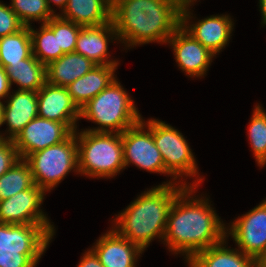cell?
<instances>
[{
	"mask_svg": "<svg viewBox=\"0 0 266 267\" xmlns=\"http://www.w3.org/2000/svg\"><path fill=\"white\" fill-rule=\"evenodd\" d=\"M229 230L240 251L259 262L266 255V199L232 222Z\"/></svg>",
	"mask_w": 266,
	"mask_h": 267,
	"instance_id": "cell-11",
	"label": "cell"
},
{
	"mask_svg": "<svg viewBox=\"0 0 266 267\" xmlns=\"http://www.w3.org/2000/svg\"><path fill=\"white\" fill-rule=\"evenodd\" d=\"M11 84L8 80L6 70L0 65V100L9 96Z\"/></svg>",
	"mask_w": 266,
	"mask_h": 267,
	"instance_id": "cell-33",
	"label": "cell"
},
{
	"mask_svg": "<svg viewBox=\"0 0 266 267\" xmlns=\"http://www.w3.org/2000/svg\"><path fill=\"white\" fill-rule=\"evenodd\" d=\"M116 67L117 65H95L84 76L66 86L79 109L116 79L114 76Z\"/></svg>",
	"mask_w": 266,
	"mask_h": 267,
	"instance_id": "cell-18",
	"label": "cell"
},
{
	"mask_svg": "<svg viewBox=\"0 0 266 267\" xmlns=\"http://www.w3.org/2000/svg\"><path fill=\"white\" fill-rule=\"evenodd\" d=\"M53 32L57 34L58 50L64 54L75 52L76 41L82 26L64 19L59 15H54L45 23Z\"/></svg>",
	"mask_w": 266,
	"mask_h": 267,
	"instance_id": "cell-29",
	"label": "cell"
},
{
	"mask_svg": "<svg viewBox=\"0 0 266 267\" xmlns=\"http://www.w3.org/2000/svg\"><path fill=\"white\" fill-rule=\"evenodd\" d=\"M96 64L76 52L63 54L59 59L46 66V82L66 87L76 79L84 76Z\"/></svg>",
	"mask_w": 266,
	"mask_h": 267,
	"instance_id": "cell-22",
	"label": "cell"
},
{
	"mask_svg": "<svg viewBox=\"0 0 266 267\" xmlns=\"http://www.w3.org/2000/svg\"><path fill=\"white\" fill-rule=\"evenodd\" d=\"M225 240L197 252L189 261L190 267H258V262L239 249H228ZM236 250V251H235Z\"/></svg>",
	"mask_w": 266,
	"mask_h": 267,
	"instance_id": "cell-21",
	"label": "cell"
},
{
	"mask_svg": "<svg viewBox=\"0 0 266 267\" xmlns=\"http://www.w3.org/2000/svg\"><path fill=\"white\" fill-rule=\"evenodd\" d=\"M11 9L17 14L24 26H30V21H40L45 24L54 15L46 0H11Z\"/></svg>",
	"mask_w": 266,
	"mask_h": 267,
	"instance_id": "cell-28",
	"label": "cell"
},
{
	"mask_svg": "<svg viewBox=\"0 0 266 267\" xmlns=\"http://www.w3.org/2000/svg\"><path fill=\"white\" fill-rule=\"evenodd\" d=\"M32 54V40L28 26L18 32L0 38V65L5 69Z\"/></svg>",
	"mask_w": 266,
	"mask_h": 267,
	"instance_id": "cell-24",
	"label": "cell"
},
{
	"mask_svg": "<svg viewBox=\"0 0 266 267\" xmlns=\"http://www.w3.org/2000/svg\"><path fill=\"white\" fill-rule=\"evenodd\" d=\"M23 27L24 25L11 7L0 2V38L14 34Z\"/></svg>",
	"mask_w": 266,
	"mask_h": 267,
	"instance_id": "cell-30",
	"label": "cell"
},
{
	"mask_svg": "<svg viewBox=\"0 0 266 267\" xmlns=\"http://www.w3.org/2000/svg\"><path fill=\"white\" fill-rule=\"evenodd\" d=\"M152 135L155 145L162 156L165 169L174 180L183 174L194 177L197 165L193 153L184 136L171 125L152 119Z\"/></svg>",
	"mask_w": 266,
	"mask_h": 267,
	"instance_id": "cell-8",
	"label": "cell"
},
{
	"mask_svg": "<svg viewBox=\"0 0 266 267\" xmlns=\"http://www.w3.org/2000/svg\"><path fill=\"white\" fill-rule=\"evenodd\" d=\"M38 117L64 123L72 132L80 118V109L73 102L66 87L45 83L37 91Z\"/></svg>",
	"mask_w": 266,
	"mask_h": 267,
	"instance_id": "cell-13",
	"label": "cell"
},
{
	"mask_svg": "<svg viewBox=\"0 0 266 267\" xmlns=\"http://www.w3.org/2000/svg\"><path fill=\"white\" fill-rule=\"evenodd\" d=\"M51 239L39 224L0 223V267H36Z\"/></svg>",
	"mask_w": 266,
	"mask_h": 267,
	"instance_id": "cell-6",
	"label": "cell"
},
{
	"mask_svg": "<svg viewBox=\"0 0 266 267\" xmlns=\"http://www.w3.org/2000/svg\"><path fill=\"white\" fill-rule=\"evenodd\" d=\"M34 185L29 164L20 158L0 177V201L14 196Z\"/></svg>",
	"mask_w": 266,
	"mask_h": 267,
	"instance_id": "cell-25",
	"label": "cell"
},
{
	"mask_svg": "<svg viewBox=\"0 0 266 267\" xmlns=\"http://www.w3.org/2000/svg\"><path fill=\"white\" fill-rule=\"evenodd\" d=\"M262 22L266 25V0H259Z\"/></svg>",
	"mask_w": 266,
	"mask_h": 267,
	"instance_id": "cell-35",
	"label": "cell"
},
{
	"mask_svg": "<svg viewBox=\"0 0 266 267\" xmlns=\"http://www.w3.org/2000/svg\"><path fill=\"white\" fill-rule=\"evenodd\" d=\"M4 104L0 100V126L3 124V114H4ZM1 139H5L2 135H0Z\"/></svg>",
	"mask_w": 266,
	"mask_h": 267,
	"instance_id": "cell-36",
	"label": "cell"
},
{
	"mask_svg": "<svg viewBox=\"0 0 266 267\" xmlns=\"http://www.w3.org/2000/svg\"><path fill=\"white\" fill-rule=\"evenodd\" d=\"M62 14V18L82 27L103 25L112 21V1L68 0Z\"/></svg>",
	"mask_w": 266,
	"mask_h": 267,
	"instance_id": "cell-20",
	"label": "cell"
},
{
	"mask_svg": "<svg viewBox=\"0 0 266 267\" xmlns=\"http://www.w3.org/2000/svg\"><path fill=\"white\" fill-rule=\"evenodd\" d=\"M47 1V5H48V8L49 10L54 14V10L51 9V6H50V2H54V4L58 5L59 7H61L62 11L65 10L66 6H67V3H68V0H46Z\"/></svg>",
	"mask_w": 266,
	"mask_h": 267,
	"instance_id": "cell-34",
	"label": "cell"
},
{
	"mask_svg": "<svg viewBox=\"0 0 266 267\" xmlns=\"http://www.w3.org/2000/svg\"><path fill=\"white\" fill-rule=\"evenodd\" d=\"M72 133L64 123L37 116L18 133L13 143L19 157L25 159L29 154L65 141Z\"/></svg>",
	"mask_w": 266,
	"mask_h": 267,
	"instance_id": "cell-12",
	"label": "cell"
},
{
	"mask_svg": "<svg viewBox=\"0 0 266 267\" xmlns=\"http://www.w3.org/2000/svg\"><path fill=\"white\" fill-rule=\"evenodd\" d=\"M188 8L189 5L181 8V27L214 55L220 52L227 45L233 31L231 18L228 15H212L188 26L192 14Z\"/></svg>",
	"mask_w": 266,
	"mask_h": 267,
	"instance_id": "cell-14",
	"label": "cell"
},
{
	"mask_svg": "<svg viewBox=\"0 0 266 267\" xmlns=\"http://www.w3.org/2000/svg\"><path fill=\"white\" fill-rule=\"evenodd\" d=\"M20 159L11 139L0 138V177Z\"/></svg>",
	"mask_w": 266,
	"mask_h": 267,
	"instance_id": "cell-31",
	"label": "cell"
},
{
	"mask_svg": "<svg viewBox=\"0 0 266 267\" xmlns=\"http://www.w3.org/2000/svg\"><path fill=\"white\" fill-rule=\"evenodd\" d=\"M109 35V36H108ZM118 39L113 21L99 26L81 27L76 41L75 52L90 59L96 65H118L108 60V40Z\"/></svg>",
	"mask_w": 266,
	"mask_h": 267,
	"instance_id": "cell-17",
	"label": "cell"
},
{
	"mask_svg": "<svg viewBox=\"0 0 266 267\" xmlns=\"http://www.w3.org/2000/svg\"><path fill=\"white\" fill-rule=\"evenodd\" d=\"M147 127V132L144 128ZM124 166L132 163L149 172L169 174L154 143L152 135V119H143L122 133Z\"/></svg>",
	"mask_w": 266,
	"mask_h": 267,
	"instance_id": "cell-9",
	"label": "cell"
},
{
	"mask_svg": "<svg viewBox=\"0 0 266 267\" xmlns=\"http://www.w3.org/2000/svg\"><path fill=\"white\" fill-rule=\"evenodd\" d=\"M104 267H135L143 250L112 228L91 249Z\"/></svg>",
	"mask_w": 266,
	"mask_h": 267,
	"instance_id": "cell-16",
	"label": "cell"
},
{
	"mask_svg": "<svg viewBox=\"0 0 266 267\" xmlns=\"http://www.w3.org/2000/svg\"><path fill=\"white\" fill-rule=\"evenodd\" d=\"M258 267H266V255L258 262Z\"/></svg>",
	"mask_w": 266,
	"mask_h": 267,
	"instance_id": "cell-38",
	"label": "cell"
},
{
	"mask_svg": "<svg viewBox=\"0 0 266 267\" xmlns=\"http://www.w3.org/2000/svg\"><path fill=\"white\" fill-rule=\"evenodd\" d=\"M174 50L178 66L190 77H200L206 74L211 64L213 53L195 40L181 26L168 39Z\"/></svg>",
	"mask_w": 266,
	"mask_h": 267,
	"instance_id": "cell-15",
	"label": "cell"
},
{
	"mask_svg": "<svg viewBox=\"0 0 266 267\" xmlns=\"http://www.w3.org/2000/svg\"><path fill=\"white\" fill-rule=\"evenodd\" d=\"M200 182L201 178L196 184L185 186L174 199L163 238L171 251L185 253L187 262L197 252L226 240L225 231H228L208 205L209 199H193L190 196ZM189 197H192L191 200Z\"/></svg>",
	"mask_w": 266,
	"mask_h": 267,
	"instance_id": "cell-1",
	"label": "cell"
},
{
	"mask_svg": "<svg viewBox=\"0 0 266 267\" xmlns=\"http://www.w3.org/2000/svg\"><path fill=\"white\" fill-rule=\"evenodd\" d=\"M77 267H104L96 254L90 249L81 258V261Z\"/></svg>",
	"mask_w": 266,
	"mask_h": 267,
	"instance_id": "cell-32",
	"label": "cell"
},
{
	"mask_svg": "<svg viewBox=\"0 0 266 267\" xmlns=\"http://www.w3.org/2000/svg\"><path fill=\"white\" fill-rule=\"evenodd\" d=\"M80 118L100 126L88 131L120 134L142 120L133 99L116 79L81 107Z\"/></svg>",
	"mask_w": 266,
	"mask_h": 267,
	"instance_id": "cell-4",
	"label": "cell"
},
{
	"mask_svg": "<svg viewBox=\"0 0 266 267\" xmlns=\"http://www.w3.org/2000/svg\"><path fill=\"white\" fill-rule=\"evenodd\" d=\"M37 116V92L16 90L4 106L3 124L7 122L9 126L6 139L13 140Z\"/></svg>",
	"mask_w": 266,
	"mask_h": 267,
	"instance_id": "cell-19",
	"label": "cell"
},
{
	"mask_svg": "<svg viewBox=\"0 0 266 267\" xmlns=\"http://www.w3.org/2000/svg\"><path fill=\"white\" fill-rule=\"evenodd\" d=\"M250 119L248 128L250 145L254 151L256 161L262 167L266 164V112H264L262 106L259 104L255 106Z\"/></svg>",
	"mask_w": 266,
	"mask_h": 267,
	"instance_id": "cell-27",
	"label": "cell"
},
{
	"mask_svg": "<svg viewBox=\"0 0 266 267\" xmlns=\"http://www.w3.org/2000/svg\"><path fill=\"white\" fill-rule=\"evenodd\" d=\"M78 135V173L110 178L125 169L122 134L84 130Z\"/></svg>",
	"mask_w": 266,
	"mask_h": 267,
	"instance_id": "cell-5",
	"label": "cell"
},
{
	"mask_svg": "<svg viewBox=\"0 0 266 267\" xmlns=\"http://www.w3.org/2000/svg\"><path fill=\"white\" fill-rule=\"evenodd\" d=\"M10 84L16 83L18 90L37 92L46 83V66L31 54L17 63L5 68Z\"/></svg>",
	"mask_w": 266,
	"mask_h": 267,
	"instance_id": "cell-23",
	"label": "cell"
},
{
	"mask_svg": "<svg viewBox=\"0 0 266 267\" xmlns=\"http://www.w3.org/2000/svg\"><path fill=\"white\" fill-rule=\"evenodd\" d=\"M164 183L141 194L121 212L115 230L143 251L156 236L164 238L168 214L178 193L187 184Z\"/></svg>",
	"mask_w": 266,
	"mask_h": 267,
	"instance_id": "cell-3",
	"label": "cell"
},
{
	"mask_svg": "<svg viewBox=\"0 0 266 267\" xmlns=\"http://www.w3.org/2000/svg\"><path fill=\"white\" fill-rule=\"evenodd\" d=\"M193 1H196V0H180V5L183 7V6H186V5H190L192 6V2Z\"/></svg>",
	"mask_w": 266,
	"mask_h": 267,
	"instance_id": "cell-37",
	"label": "cell"
},
{
	"mask_svg": "<svg viewBox=\"0 0 266 267\" xmlns=\"http://www.w3.org/2000/svg\"><path fill=\"white\" fill-rule=\"evenodd\" d=\"M45 190L34 184L31 188L0 201V223L39 224L52 237L54 226L40 208Z\"/></svg>",
	"mask_w": 266,
	"mask_h": 267,
	"instance_id": "cell-10",
	"label": "cell"
},
{
	"mask_svg": "<svg viewBox=\"0 0 266 267\" xmlns=\"http://www.w3.org/2000/svg\"><path fill=\"white\" fill-rule=\"evenodd\" d=\"M77 132L65 141L29 154L25 160L30 166L34 184L48 191L74 169L78 172Z\"/></svg>",
	"mask_w": 266,
	"mask_h": 267,
	"instance_id": "cell-7",
	"label": "cell"
},
{
	"mask_svg": "<svg viewBox=\"0 0 266 267\" xmlns=\"http://www.w3.org/2000/svg\"><path fill=\"white\" fill-rule=\"evenodd\" d=\"M181 8L177 0H113L112 21L118 40L128 47L167 43L181 26Z\"/></svg>",
	"mask_w": 266,
	"mask_h": 267,
	"instance_id": "cell-2",
	"label": "cell"
},
{
	"mask_svg": "<svg viewBox=\"0 0 266 267\" xmlns=\"http://www.w3.org/2000/svg\"><path fill=\"white\" fill-rule=\"evenodd\" d=\"M32 40V54L47 66L49 63L59 59L64 53L58 50L57 34L46 25L42 24L40 31L29 26Z\"/></svg>",
	"mask_w": 266,
	"mask_h": 267,
	"instance_id": "cell-26",
	"label": "cell"
}]
</instances>
